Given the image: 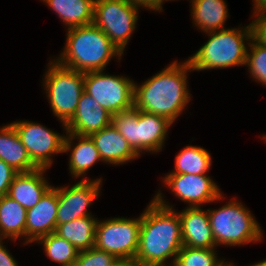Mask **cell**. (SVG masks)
I'll list each match as a JSON object with an SVG mask.
<instances>
[{"instance_id": "cell-24", "label": "cell", "mask_w": 266, "mask_h": 266, "mask_svg": "<svg viewBox=\"0 0 266 266\" xmlns=\"http://www.w3.org/2000/svg\"><path fill=\"white\" fill-rule=\"evenodd\" d=\"M27 210L8 195L0 196V239L25 237Z\"/></svg>"}, {"instance_id": "cell-3", "label": "cell", "mask_w": 266, "mask_h": 266, "mask_svg": "<svg viewBox=\"0 0 266 266\" xmlns=\"http://www.w3.org/2000/svg\"><path fill=\"white\" fill-rule=\"evenodd\" d=\"M67 30V43L55 59L60 65L86 73L103 71L112 57L121 58L122 53L93 23Z\"/></svg>"}, {"instance_id": "cell-26", "label": "cell", "mask_w": 266, "mask_h": 266, "mask_svg": "<svg viewBox=\"0 0 266 266\" xmlns=\"http://www.w3.org/2000/svg\"><path fill=\"white\" fill-rule=\"evenodd\" d=\"M36 242L43 243L47 257L52 261L58 262L61 266L76 263L79 251L56 233L42 236Z\"/></svg>"}, {"instance_id": "cell-15", "label": "cell", "mask_w": 266, "mask_h": 266, "mask_svg": "<svg viewBox=\"0 0 266 266\" xmlns=\"http://www.w3.org/2000/svg\"><path fill=\"white\" fill-rule=\"evenodd\" d=\"M112 115L103 109L94 98L86 92L81 94L73 117L65 124L64 129L78 135H91L109 126Z\"/></svg>"}, {"instance_id": "cell-19", "label": "cell", "mask_w": 266, "mask_h": 266, "mask_svg": "<svg viewBox=\"0 0 266 266\" xmlns=\"http://www.w3.org/2000/svg\"><path fill=\"white\" fill-rule=\"evenodd\" d=\"M64 140V152L71 150L69 158V170L73 177H81L95 164L102 161L99 151L97 150L92 138L88 135H78L66 132ZM79 139L78 143L73 146V140ZM72 143V144H71ZM71 146L74 148L71 149Z\"/></svg>"}, {"instance_id": "cell-38", "label": "cell", "mask_w": 266, "mask_h": 266, "mask_svg": "<svg viewBox=\"0 0 266 266\" xmlns=\"http://www.w3.org/2000/svg\"><path fill=\"white\" fill-rule=\"evenodd\" d=\"M67 266H78V264L77 263H73V264H69Z\"/></svg>"}, {"instance_id": "cell-32", "label": "cell", "mask_w": 266, "mask_h": 266, "mask_svg": "<svg viewBox=\"0 0 266 266\" xmlns=\"http://www.w3.org/2000/svg\"><path fill=\"white\" fill-rule=\"evenodd\" d=\"M135 7H144L146 9L161 11V0H128Z\"/></svg>"}, {"instance_id": "cell-23", "label": "cell", "mask_w": 266, "mask_h": 266, "mask_svg": "<svg viewBox=\"0 0 266 266\" xmlns=\"http://www.w3.org/2000/svg\"><path fill=\"white\" fill-rule=\"evenodd\" d=\"M69 28L93 23L95 0H42Z\"/></svg>"}, {"instance_id": "cell-12", "label": "cell", "mask_w": 266, "mask_h": 266, "mask_svg": "<svg viewBox=\"0 0 266 266\" xmlns=\"http://www.w3.org/2000/svg\"><path fill=\"white\" fill-rule=\"evenodd\" d=\"M102 180L81 179L70 188H58L57 225L92 216L87 208L98 198Z\"/></svg>"}, {"instance_id": "cell-35", "label": "cell", "mask_w": 266, "mask_h": 266, "mask_svg": "<svg viewBox=\"0 0 266 266\" xmlns=\"http://www.w3.org/2000/svg\"><path fill=\"white\" fill-rule=\"evenodd\" d=\"M113 266H141L135 259H118Z\"/></svg>"}, {"instance_id": "cell-22", "label": "cell", "mask_w": 266, "mask_h": 266, "mask_svg": "<svg viewBox=\"0 0 266 266\" xmlns=\"http://www.w3.org/2000/svg\"><path fill=\"white\" fill-rule=\"evenodd\" d=\"M97 218L93 216L81 217L56 226L58 236L70 242L78 251L95 247V233Z\"/></svg>"}, {"instance_id": "cell-7", "label": "cell", "mask_w": 266, "mask_h": 266, "mask_svg": "<svg viewBox=\"0 0 266 266\" xmlns=\"http://www.w3.org/2000/svg\"><path fill=\"white\" fill-rule=\"evenodd\" d=\"M48 64L43 85L45 84L54 115L65 126L76 112L81 94L84 92L85 73L64 67L55 59Z\"/></svg>"}, {"instance_id": "cell-37", "label": "cell", "mask_w": 266, "mask_h": 266, "mask_svg": "<svg viewBox=\"0 0 266 266\" xmlns=\"http://www.w3.org/2000/svg\"><path fill=\"white\" fill-rule=\"evenodd\" d=\"M220 266H235L234 263H230L229 264L227 262H223Z\"/></svg>"}, {"instance_id": "cell-9", "label": "cell", "mask_w": 266, "mask_h": 266, "mask_svg": "<svg viewBox=\"0 0 266 266\" xmlns=\"http://www.w3.org/2000/svg\"><path fill=\"white\" fill-rule=\"evenodd\" d=\"M134 84L127 77L103 71L86 72L84 76V92L111 115L134 107Z\"/></svg>"}, {"instance_id": "cell-8", "label": "cell", "mask_w": 266, "mask_h": 266, "mask_svg": "<svg viewBox=\"0 0 266 266\" xmlns=\"http://www.w3.org/2000/svg\"><path fill=\"white\" fill-rule=\"evenodd\" d=\"M138 8L128 0H95L93 24L100 28L123 54L136 28Z\"/></svg>"}, {"instance_id": "cell-27", "label": "cell", "mask_w": 266, "mask_h": 266, "mask_svg": "<svg viewBox=\"0 0 266 266\" xmlns=\"http://www.w3.org/2000/svg\"><path fill=\"white\" fill-rule=\"evenodd\" d=\"M215 249L182 246L174 266H220L224 260L217 259Z\"/></svg>"}, {"instance_id": "cell-14", "label": "cell", "mask_w": 266, "mask_h": 266, "mask_svg": "<svg viewBox=\"0 0 266 266\" xmlns=\"http://www.w3.org/2000/svg\"><path fill=\"white\" fill-rule=\"evenodd\" d=\"M58 187H51L41 200L27 210L25 243L37 241L40 237L54 233L57 226Z\"/></svg>"}, {"instance_id": "cell-21", "label": "cell", "mask_w": 266, "mask_h": 266, "mask_svg": "<svg viewBox=\"0 0 266 266\" xmlns=\"http://www.w3.org/2000/svg\"><path fill=\"white\" fill-rule=\"evenodd\" d=\"M191 3L194 24L201 31L209 33L224 29L229 16L224 0H192Z\"/></svg>"}, {"instance_id": "cell-25", "label": "cell", "mask_w": 266, "mask_h": 266, "mask_svg": "<svg viewBox=\"0 0 266 266\" xmlns=\"http://www.w3.org/2000/svg\"><path fill=\"white\" fill-rule=\"evenodd\" d=\"M212 165L210 153L204 148L186 146L175 158V170L169 174H206Z\"/></svg>"}, {"instance_id": "cell-13", "label": "cell", "mask_w": 266, "mask_h": 266, "mask_svg": "<svg viewBox=\"0 0 266 266\" xmlns=\"http://www.w3.org/2000/svg\"><path fill=\"white\" fill-rule=\"evenodd\" d=\"M163 180L175 196L189 203V207H199L223 198L216 183L206 174H168Z\"/></svg>"}, {"instance_id": "cell-20", "label": "cell", "mask_w": 266, "mask_h": 266, "mask_svg": "<svg viewBox=\"0 0 266 266\" xmlns=\"http://www.w3.org/2000/svg\"><path fill=\"white\" fill-rule=\"evenodd\" d=\"M0 159L18 173L37 170L13 125L0 128Z\"/></svg>"}, {"instance_id": "cell-30", "label": "cell", "mask_w": 266, "mask_h": 266, "mask_svg": "<svg viewBox=\"0 0 266 266\" xmlns=\"http://www.w3.org/2000/svg\"><path fill=\"white\" fill-rule=\"evenodd\" d=\"M252 21V38L263 47H266V12L261 13Z\"/></svg>"}, {"instance_id": "cell-5", "label": "cell", "mask_w": 266, "mask_h": 266, "mask_svg": "<svg viewBox=\"0 0 266 266\" xmlns=\"http://www.w3.org/2000/svg\"><path fill=\"white\" fill-rule=\"evenodd\" d=\"M111 124L140 156L142 151L160 152L173 123L163 116L132 107L112 115Z\"/></svg>"}, {"instance_id": "cell-11", "label": "cell", "mask_w": 266, "mask_h": 266, "mask_svg": "<svg viewBox=\"0 0 266 266\" xmlns=\"http://www.w3.org/2000/svg\"><path fill=\"white\" fill-rule=\"evenodd\" d=\"M26 148L32 162L38 168H48L52 164L51 155L64 153L65 135L60 136L39 123L15 121L11 123Z\"/></svg>"}, {"instance_id": "cell-1", "label": "cell", "mask_w": 266, "mask_h": 266, "mask_svg": "<svg viewBox=\"0 0 266 266\" xmlns=\"http://www.w3.org/2000/svg\"><path fill=\"white\" fill-rule=\"evenodd\" d=\"M159 191L141 214L139 246L135 260L141 266H174L183 246L181 220ZM173 257L172 264L166 261Z\"/></svg>"}, {"instance_id": "cell-31", "label": "cell", "mask_w": 266, "mask_h": 266, "mask_svg": "<svg viewBox=\"0 0 266 266\" xmlns=\"http://www.w3.org/2000/svg\"><path fill=\"white\" fill-rule=\"evenodd\" d=\"M17 174V171L0 159V196L8 194L11 182Z\"/></svg>"}, {"instance_id": "cell-33", "label": "cell", "mask_w": 266, "mask_h": 266, "mask_svg": "<svg viewBox=\"0 0 266 266\" xmlns=\"http://www.w3.org/2000/svg\"><path fill=\"white\" fill-rule=\"evenodd\" d=\"M3 239H0V266H18L13 256L3 246Z\"/></svg>"}, {"instance_id": "cell-2", "label": "cell", "mask_w": 266, "mask_h": 266, "mask_svg": "<svg viewBox=\"0 0 266 266\" xmlns=\"http://www.w3.org/2000/svg\"><path fill=\"white\" fill-rule=\"evenodd\" d=\"M190 63L174 61L142 85L134 84V107L174 122L189 102L187 71Z\"/></svg>"}, {"instance_id": "cell-16", "label": "cell", "mask_w": 266, "mask_h": 266, "mask_svg": "<svg viewBox=\"0 0 266 266\" xmlns=\"http://www.w3.org/2000/svg\"><path fill=\"white\" fill-rule=\"evenodd\" d=\"M181 220L183 246L215 248L208 211L199 207H187L178 213Z\"/></svg>"}, {"instance_id": "cell-28", "label": "cell", "mask_w": 266, "mask_h": 266, "mask_svg": "<svg viewBox=\"0 0 266 266\" xmlns=\"http://www.w3.org/2000/svg\"><path fill=\"white\" fill-rule=\"evenodd\" d=\"M247 44L250 49L247 50L245 65L249 66L248 69L255 81L266 86V47L258 44L253 38Z\"/></svg>"}, {"instance_id": "cell-4", "label": "cell", "mask_w": 266, "mask_h": 266, "mask_svg": "<svg viewBox=\"0 0 266 266\" xmlns=\"http://www.w3.org/2000/svg\"><path fill=\"white\" fill-rule=\"evenodd\" d=\"M210 39L188 59L192 70L229 68L246 64L247 46L251 41V24L243 30L238 28L209 32ZM245 39V40H244Z\"/></svg>"}, {"instance_id": "cell-39", "label": "cell", "mask_w": 266, "mask_h": 266, "mask_svg": "<svg viewBox=\"0 0 266 266\" xmlns=\"http://www.w3.org/2000/svg\"><path fill=\"white\" fill-rule=\"evenodd\" d=\"M165 1H168V0H165ZM163 2H164V0H161V10H163V9H162V4H163Z\"/></svg>"}, {"instance_id": "cell-17", "label": "cell", "mask_w": 266, "mask_h": 266, "mask_svg": "<svg viewBox=\"0 0 266 266\" xmlns=\"http://www.w3.org/2000/svg\"><path fill=\"white\" fill-rule=\"evenodd\" d=\"M89 136L99 151L102 161L108 164H124L139 157L112 124Z\"/></svg>"}, {"instance_id": "cell-6", "label": "cell", "mask_w": 266, "mask_h": 266, "mask_svg": "<svg viewBox=\"0 0 266 266\" xmlns=\"http://www.w3.org/2000/svg\"><path fill=\"white\" fill-rule=\"evenodd\" d=\"M207 211L216 246L253 243L263 236L261 227L241 202L230 200L217 210Z\"/></svg>"}, {"instance_id": "cell-36", "label": "cell", "mask_w": 266, "mask_h": 266, "mask_svg": "<svg viewBox=\"0 0 266 266\" xmlns=\"http://www.w3.org/2000/svg\"><path fill=\"white\" fill-rule=\"evenodd\" d=\"M250 266H266V259L261 262H257L256 264L250 265Z\"/></svg>"}, {"instance_id": "cell-18", "label": "cell", "mask_w": 266, "mask_h": 266, "mask_svg": "<svg viewBox=\"0 0 266 266\" xmlns=\"http://www.w3.org/2000/svg\"><path fill=\"white\" fill-rule=\"evenodd\" d=\"M46 168L18 173L9 187L8 196L17 201L26 210L33 208L52 187L45 180Z\"/></svg>"}, {"instance_id": "cell-10", "label": "cell", "mask_w": 266, "mask_h": 266, "mask_svg": "<svg viewBox=\"0 0 266 266\" xmlns=\"http://www.w3.org/2000/svg\"><path fill=\"white\" fill-rule=\"evenodd\" d=\"M141 215L137 219L110 218L96 225L95 248L118 259H135L139 246Z\"/></svg>"}, {"instance_id": "cell-34", "label": "cell", "mask_w": 266, "mask_h": 266, "mask_svg": "<svg viewBox=\"0 0 266 266\" xmlns=\"http://www.w3.org/2000/svg\"><path fill=\"white\" fill-rule=\"evenodd\" d=\"M254 14L258 15L266 12V0H254Z\"/></svg>"}, {"instance_id": "cell-29", "label": "cell", "mask_w": 266, "mask_h": 266, "mask_svg": "<svg viewBox=\"0 0 266 266\" xmlns=\"http://www.w3.org/2000/svg\"><path fill=\"white\" fill-rule=\"evenodd\" d=\"M118 258L95 247L79 251L76 263L78 266H113Z\"/></svg>"}]
</instances>
